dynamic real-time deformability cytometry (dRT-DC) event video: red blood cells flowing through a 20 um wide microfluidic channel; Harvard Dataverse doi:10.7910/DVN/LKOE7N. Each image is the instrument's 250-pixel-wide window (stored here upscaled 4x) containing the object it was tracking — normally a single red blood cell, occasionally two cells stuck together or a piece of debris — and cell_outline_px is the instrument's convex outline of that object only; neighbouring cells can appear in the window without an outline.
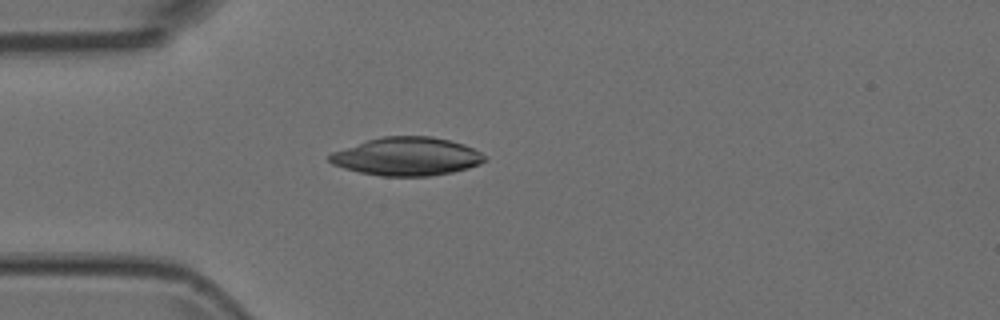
{"species": "Egyptian fruit bat (a non-hibernating species)", "species_latin": "Rousettus aegyptiacus", "temperature_condition": "room temperature", "stored_images_in_passage": 1, "camera_frame_rate_fps": 3000, "um_per_image_px": 0.085, "animal": {"sex": "female"}, "frame": {"image": 1, "passage_image": 1, "time_ms": 0.0, "image_size_px": [1000, 320], "cell_outline_px": [[488, 160], [480, 164], [468, 168], [452, 172], [428, 176], [380, 176], [360, 172], [344, 168], [332, 164], [328, 160], [328, 156], [332, 152], [368, 140], [384, 136], [432, 136], [464, 144], [488, 156]], "centroid_in_image_um": [34.61, 13.3], "position_along_channel_um": 50.4, "area_um2": 34.56}}